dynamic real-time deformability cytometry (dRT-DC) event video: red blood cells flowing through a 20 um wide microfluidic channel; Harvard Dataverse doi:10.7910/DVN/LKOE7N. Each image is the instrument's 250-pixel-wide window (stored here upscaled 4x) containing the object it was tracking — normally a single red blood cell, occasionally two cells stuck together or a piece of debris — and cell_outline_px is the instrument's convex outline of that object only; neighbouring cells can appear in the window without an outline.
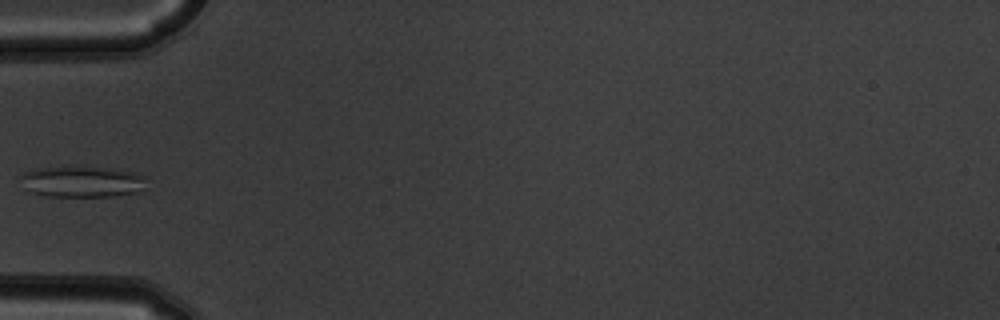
{"species": "common noctule bat (a hibernating species)", "species_latin": "Nyctalus noctula", "temperature_condition": "warm", "stored_images_in_passage": 6, "camera_frame_rate_fps": 3000, "um_per_image_px": 0.085, "animal": {"sex": "male", "body_mass_g": 19.5, "forearm_length_mm": 54.6}, "frame": {"image": 1, "passage_image": 5, "time_ms": 1.333, "image_size_px": [1000, 320], "cell_outline_px": [[148, 176], [136, 192], [112, 196], [48, 196], [28, 192], [24, 188], [16, 176], [24, 172], [36, 168], [68, 164], [108, 168], [132, 172]], "centroid_in_image_um": [6.82, 15.4], "position_along_channel_um": 78.2, "area_um2": 23.52}}
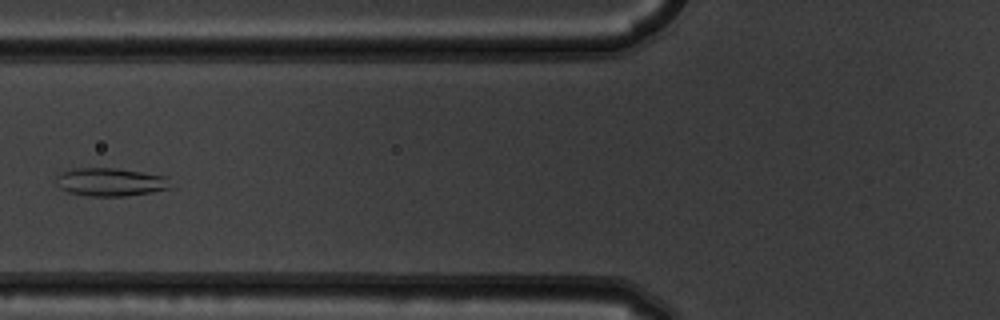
{"frame": {"image": 2, "passage_image": 6, "time_ms": 1.667, "image_size_px": [1000, 320], "cell_outline_px": [[168, 188], [152, 192], [124, 196], [88, 196], [68, 192], [60, 188], [56, 184], [56, 176], [60, 172], [72, 168], [112, 168], [168, 176]], "centroid_in_image_um": [9.31, 15.47], "position_along_channel_um": 116.5, "area_um2": 18.67}}